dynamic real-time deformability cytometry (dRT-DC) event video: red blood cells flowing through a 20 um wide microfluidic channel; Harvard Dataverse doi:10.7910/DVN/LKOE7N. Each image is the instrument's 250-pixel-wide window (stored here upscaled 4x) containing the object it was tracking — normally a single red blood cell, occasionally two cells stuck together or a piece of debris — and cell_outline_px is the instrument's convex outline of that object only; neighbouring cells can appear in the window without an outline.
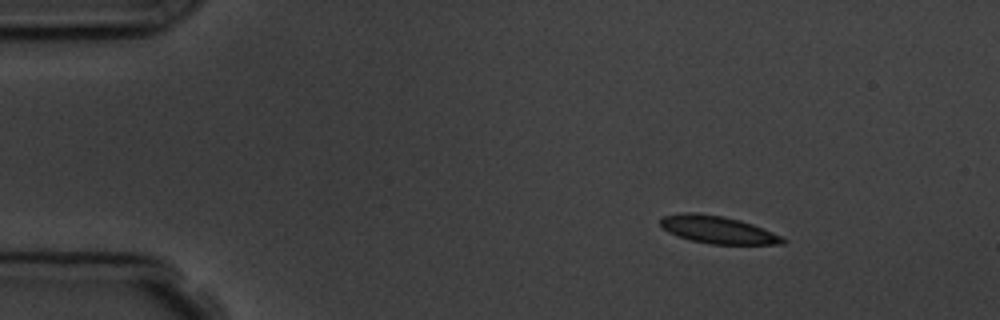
{"species": "common noctule bat (a hibernating species)", "species_latin": "Nyctalus noctula", "temperature_condition": "room temperature", "stored_images_in_passage": 4, "camera_frame_rate_fps": 3000, "um_per_image_px": 0.085, "animal": {"sex": "male", "body_mass_g": 19.5, "forearm_length_mm": 54.6}, "frame": {"image": 1, "passage_image": 1, "time_ms": 0.0, "image_size_px": [1000, 320], "cell_outline_px": [[788, 240], [784, 244], [712, 244], [692, 240], [668, 232], [660, 224], [660, 220], [664, 216], [680, 212], [696, 212], [724, 216], [740, 220], [752, 224], [784, 236]], "centroid_in_image_um": [61.05, 19.52], "position_along_channel_um": 23.9, "area_um2": 19.65}}
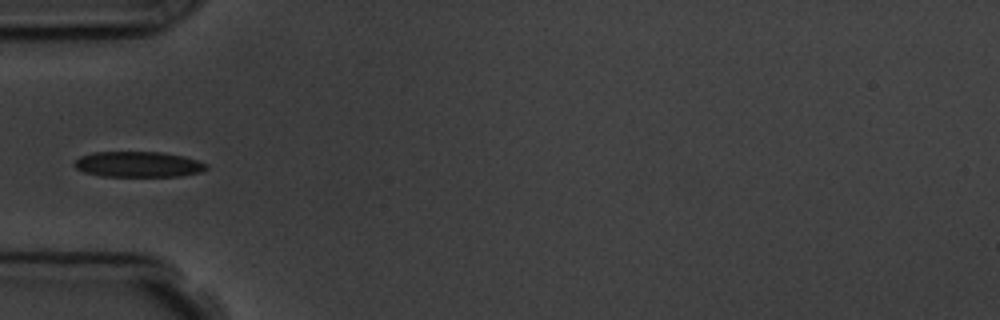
{"frame": {"image": 2, "passage_image": 4, "time_ms": 3.333, "image_size_px": [1000, 320], "cell_outline_px": [[208, 168], [200, 172], [180, 176], [100, 176], [84, 172], [76, 168], [72, 164], [80, 156], [92, 152], [160, 152], [184, 156], [208, 164]], "centroid_in_image_um": [11.73, 13.97], "position_along_channel_um": 73.3, "area_um2": 19.71}}